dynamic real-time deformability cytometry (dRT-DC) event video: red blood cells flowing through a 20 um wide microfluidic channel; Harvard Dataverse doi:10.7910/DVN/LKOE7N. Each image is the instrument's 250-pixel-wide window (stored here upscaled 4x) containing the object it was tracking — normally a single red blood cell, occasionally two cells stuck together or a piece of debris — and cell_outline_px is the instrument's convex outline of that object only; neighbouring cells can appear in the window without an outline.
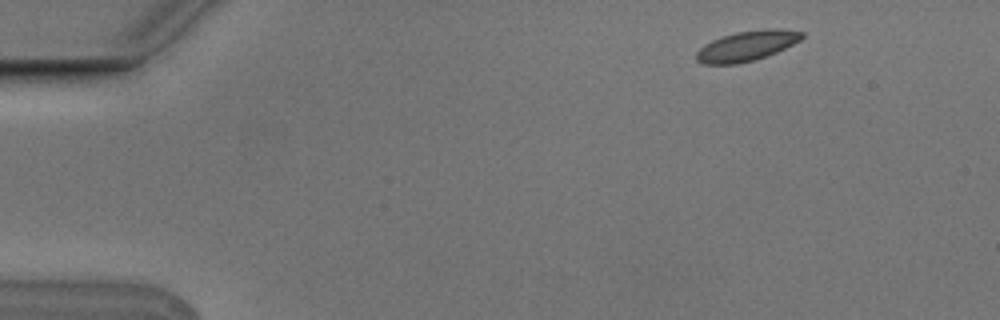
{"species": "Egyptian fruit bat (a non-hibernating species)", "species_latin": "Rousettus aegyptiacus", "temperature_condition": "cold", "stored_images_in_passage": 4, "camera_frame_rate_fps": 3000, "um_per_image_px": 0.085, "animal": {"sex": "male"}, "frame": {"image": 1, "passage_image": 1, "time_ms": 0.0, "image_size_px": [1000, 320], "cell_outline_px": [[804, 36], [800, 40], [776, 52], [752, 60], [736, 64], [704, 64], [696, 60], [696, 52], [704, 44], [712, 40], [736, 32], [764, 28], [776, 28], [804, 32]], "centroid_in_image_um": [63.46, 3.89], "position_along_channel_um": 21.5, "area_um2": 18.32}}